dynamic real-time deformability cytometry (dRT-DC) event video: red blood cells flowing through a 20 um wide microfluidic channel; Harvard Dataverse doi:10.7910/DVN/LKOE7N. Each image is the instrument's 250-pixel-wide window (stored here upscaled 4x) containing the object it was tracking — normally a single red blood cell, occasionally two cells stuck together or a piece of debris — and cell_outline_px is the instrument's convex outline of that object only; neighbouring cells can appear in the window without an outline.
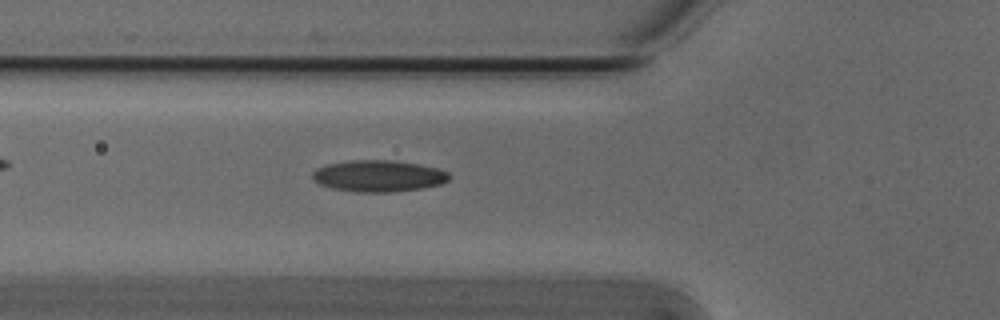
{"species": "Egyptian fruit bat (a non-hibernating species)", "species_latin": "Rousettus aegyptiacus", "temperature_condition": "cold", "stored_images_in_passage": 39, "camera_frame_rate_fps": 3000, "um_per_image_px": 0.085, "animal": {"sex": "male"}, "frame": {"image": 1, "passage_image": 6, "time_ms": 1.667, "image_size_px": [1000, 320], "cell_outline_px": [[452, 176], [448, 180], [440, 184], [424, 188], [392, 192], [356, 192], [332, 188], [320, 184], [312, 180], [312, 172], [316, 168], [328, 164], [352, 160], [392, 160], [416, 164], [436, 168], [448, 172]], "centroid_in_image_um": [32.16, 14.96], "position_along_channel_um": 93.6, "area_um2": 25.14}}
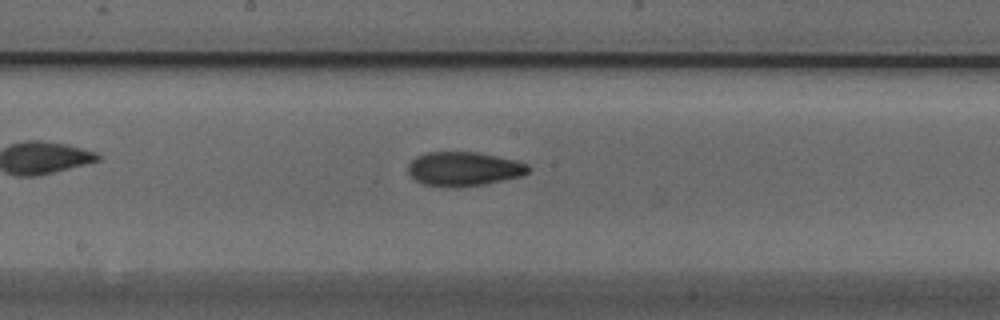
{"frame": {"image": 2, "passage_image": 15, "time_ms": 4.667, "image_size_px": [1000, 320], "cell_outline_px": [[532, 168], [528, 172], [520, 176], [504, 180], [484, 184], [456, 188], [448, 188], [424, 184], [416, 180], [408, 172], [408, 164], [416, 156], [424, 152], [476, 152], [516, 160], [528, 164]], "centroid_in_image_um": [39.42, 14.36], "position_along_channel_um": 208.8, "area_um2": 24.1}}
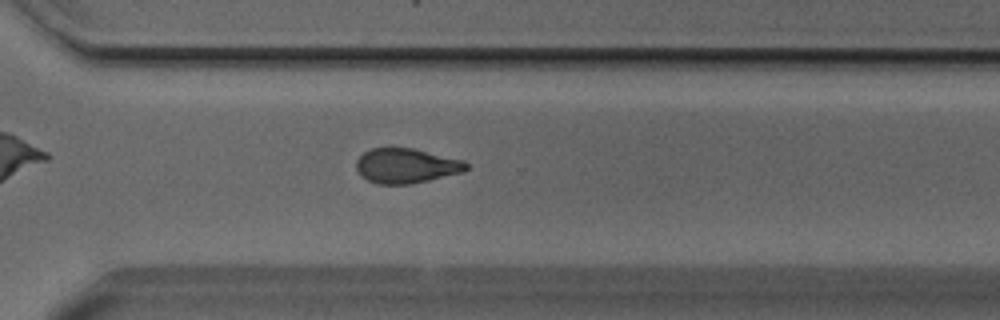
{"frame": {"image": 3, "passage_image": 25, "time_ms": 8.0, "image_size_px": [1000, 320], "cell_outline_px": [[468, 168], [464, 172], [428, 180], [408, 184], [376, 184], [360, 176], [356, 168], [356, 160], [364, 152], [372, 148], [412, 148], [464, 160], [468, 164]], "centroid_in_image_um": [34.52, 14.09], "position_along_channel_um": 336.1, "area_um2": 22.31}}